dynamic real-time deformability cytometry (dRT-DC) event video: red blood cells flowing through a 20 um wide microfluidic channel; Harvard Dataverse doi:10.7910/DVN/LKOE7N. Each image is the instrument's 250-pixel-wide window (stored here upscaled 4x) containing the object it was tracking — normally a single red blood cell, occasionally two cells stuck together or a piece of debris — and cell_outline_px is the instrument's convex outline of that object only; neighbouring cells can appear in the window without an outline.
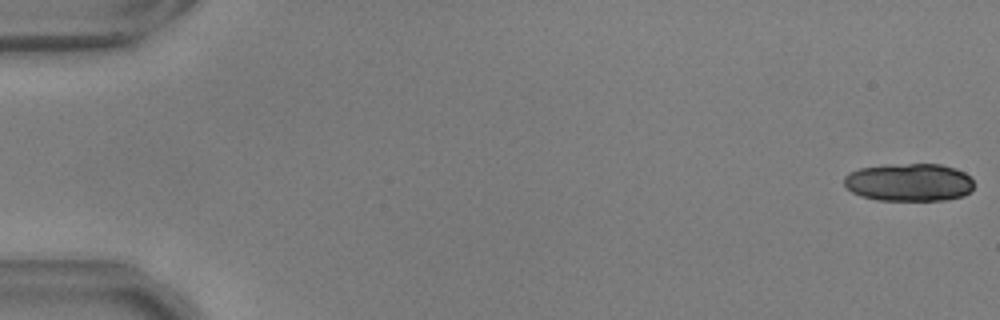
{"species": "common noctule bat (a hibernating species)", "species_latin": "Nyctalus noctula", "temperature_condition": "warm", "stored_images_in_passage": 29, "camera_frame_rate_fps": 3000, "um_per_image_px": 0.085, "animal": {"sex": "male", "body_mass_g": 17.9, "forearm_length_mm": 54.2}, "frame": {"image": 1, "passage_image": 1, "time_ms": 0.0, "image_size_px": [1000, 320], "cell_outline_px": [[972, 192], [964, 196], [944, 200], [880, 200], [860, 196], [852, 192], [844, 184], [844, 176], [848, 172], [860, 168], [888, 164], [940, 164], [956, 168], [964, 172], [972, 180]], "centroid_in_image_um": [77.27, 15.49], "position_along_channel_um": 7.7, "area_um2": 28.84}}
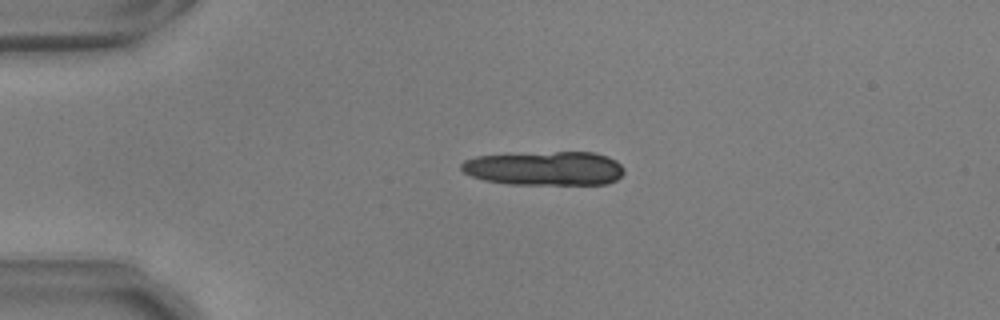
{"frame": {"image": 2, "passage_image": 13, "time_ms": 4.0, "image_size_px": [1000, 320], "cell_outline_px": [[624, 172], [616, 180], [608, 184], [508, 184], [484, 180], [472, 176], [464, 172], [460, 168], [460, 164], [464, 160], [476, 156], [556, 152], [596, 152], [608, 156], [616, 160], [624, 168]], "centroid_in_image_um": [46.33, 14.31], "position_along_channel_um": 38.7, "area_um2": 32.31}}